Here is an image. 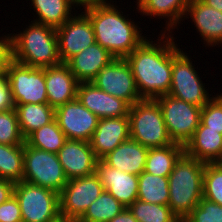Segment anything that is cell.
<instances>
[{"label": "cell", "instance_id": "obj_1", "mask_svg": "<svg viewBox=\"0 0 222 222\" xmlns=\"http://www.w3.org/2000/svg\"><path fill=\"white\" fill-rule=\"evenodd\" d=\"M160 32L161 37L156 43L147 37L125 58L142 99H155L170 91L174 34Z\"/></svg>", "mask_w": 222, "mask_h": 222}, {"label": "cell", "instance_id": "obj_2", "mask_svg": "<svg viewBox=\"0 0 222 222\" xmlns=\"http://www.w3.org/2000/svg\"><path fill=\"white\" fill-rule=\"evenodd\" d=\"M99 5L82 11L93 27L98 44L107 49L115 58H126L147 37L129 14L123 15L116 3ZM132 20V21H131Z\"/></svg>", "mask_w": 222, "mask_h": 222}, {"label": "cell", "instance_id": "obj_3", "mask_svg": "<svg viewBox=\"0 0 222 222\" xmlns=\"http://www.w3.org/2000/svg\"><path fill=\"white\" fill-rule=\"evenodd\" d=\"M23 31L11 33L12 59L33 68L61 64L56 29L31 21Z\"/></svg>", "mask_w": 222, "mask_h": 222}, {"label": "cell", "instance_id": "obj_4", "mask_svg": "<svg viewBox=\"0 0 222 222\" xmlns=\"http://www.w3.org/2000/svg\"><path fill=\"white\" fill-rule=\"evenodd\" d=\"M204 169V162L184 153L168 176V206L181 222L203 198Z\"/></svg>", "mask_w": 222, "mask_h": 222}, {"label": "cell", "instance_id": "obj_5", "mask_svg": "<svg viewBox=\"0 0 222 222\" xmlns=\"http://www.w3.org/2000/svg\"><path fill=\"white\" fill-rule=\"evenodd\" d=\"M130 138L147 148L173 144L155 99H142L129 109Z\"/></svg>", "mask_w": 222, "mask_h": 222}, {"label": "cell", "instance_id": "obj_6", "mask_svg": "<svg viewBox=\"0 0 222 222\" xmlns=\"http://www.w3.org/2000/svg\"><path fill=\"white\" fill-rule=\"evenodd\" d=\"M173 36L172 81L168 95L198 107L205 106L212 98L195 70L192 58L180 49ZM211 96V97H210Z\"/></svg>", "mask_w": 222, "mask_h": 222}, {"label": "cell", "instance_id": "obj_7", "mask_svg": "<svg viewBox=\"0 0 222 222\" xmlns=\"http://www.w3.org/2000/svg\"><path fill=\"white\" fill-rule=\"evenodd\" d=\"M22 222H56L61 218L59 193L25 181L15 183Z\"/></svg>", "mask_w": 222, "mask_h": 222}, {"label": "cell", "instance_id": "obj_8", "mask_svg": "<svg viewBox=\"0 0 222 222\" xmlns=\"http://www.w3.org/2000/svg\"><path fill=\"white\" fill-rule=\"evenodd\" d=\"M23 155V181L54 190L57 193L62 191L68 179L57 154L34 148L25 142Z\"/></svg>", "mask_w": 222, "mask_h": 222}, {"label": "cell", "instance_id": "obj_9", "mask_svg": "<svg viewBox=\"0 0 222 222\" xmlns=\"http://www.w3.org/2000/svg\"><path fill=\"white\" fill-rule=\"evenodd\" d=\"M155 100L161 108L170 139L185 146L199 126L202 108L168 94Z\"/></svg>", "mask_w": 222, "mask_h": 222}, {"label": "cell", "instance_id": "obj_10", "mask_svg": "<svg viewBox=\"0 0 222 222\" xmlns=\"http://www.w3.org/2000/svg\"><path fill=\"white\" fill-rule=\"evenodd\" d=\"M15 104H48L45 68H33L13 59L5 69Z\"/></svg>", "mask_w": 222, "mask_h": 222}, {"label": "cell", "instance_id": "obj_11", "mask_svg": "<svg viewBox=\"0 0 222 222\" xmlns=\"http://www.w3.org/2000/svg\"><path fill=\"white\" fill-rule=\"evenodd\" d=\"M104 191L96 174L68 180L59 193L61 218L76 222Z\"/></svg>", "mask_w": 222, "mask_h": 222}, {"label": "cell", "instance_id": "obj_12", "mask_svg": "<svg viewBox=\"0 0 222 222\" xmlns=\"http://www.w3.org/2000/svg\"><path fill=\"white\" fill-rule=\"evenodd\" d=\"M91 82L106 93L126 101L130 106L142 100L132 69L125 58H114Z\"/></svg>", "mask_w": 222, "mask_h": 222}, {"label": "cell", "instance_id": "obj_13", "mask_svg": "<svg viewBox=\"0 0 222 222\" xmlns=\"http://www.w3.org/2000/svg\"><path fill=\"white\" fill-rule=\"evenodd\" d=\"M77 12L76 10L71 18L56 29L58 53L62 63L96 43L90 19L83 12Z\"/></svg>", "mask_w": 222, "mask_h": 222}, {"label": "cell", "instance_id": "obj_14", "mask_svg": "<svg viewBox=\"0 0 222 222\" xmlns=\"http://www.w3.org/2000/svg\"><path fill=\"white\" fill-rule=\"evenodd\" d=\"M55 119L67 139L85 142H90L99 122L77 98L56 108Z\"/></svg>", "mask_w": 222, "mask_h": 222}, {"label": "cell", "instance_id": "obj_15", "mask_svg": "<svg viewBox=\"0 0 222 222\" xmlns=\"http://www.w3.org/2000/svg\"><path fill=\"white\" fill-rule=\"evenodd\" d=\"M57 156L68 180L95 174L98 159L90 142L67 139Z\"/></svg>", "mask_w": 222, "mask_h": 222}, {"label": "cell", "instance_id": "obj_16", "mask_svg": "<svg viewBox=\"0 0 222 222\" xmlns=\"http://www.w3.org/2000/svg\"><path fill=\"white\" fill-rule=\"evenodd\" d=\"M77 99L99 119L128 116L130 105L97 88L92 82H79Z\"/></svg>", "mask_w": 222, "mask_h": 222}, {"label": "cell", "instance_id": "obj_17", "mask_svg": "<svg viewBox=\"0 0 222 222\" xmlns=\"http://www.w3.org/2000/svg\"><path fill=\"white\" fill-rule=\"evenodd\" d=\"M95 174L99 177L104 190L125 207H129L137 200L138 176L108 166L102 160L97 161Z\"/></svg>", "mask_w": 222, "mask_h": 222}, {"label": "cell", "instance_id": "obj_18", "mask_svg": "<svg viewBox=\"0 0 222 222\" xmlns=\"http://www.w3.org/2000/svg\"><path fill=\"white\" fill-rule=\"evenodd\" d=\"M130 138L129 116L99 119L98 126L90 140L98 160Z\"/></svg>", "mask_w": 222, "mask_h": 222}, {"label": "cell", "instance_id": "obj_19", "mask_svg": "<svg viewBox=\"0 0 222 222\" xmlns=\"http://www.w3.org/2000/svg\"><path fill=\"white\" fill-rule=\"evenodd\" d=\"M192 19L196 32L207 46L222 45V12L207 6L201 0H188L185 19Z\"/></svg>", "mask_w": 222, "mask_h": 222}, {"label": "cell", "instance_id": "obj_20", "mask_svg": "<svg viewBox=\"0 0 222 222\" xmlns=\"http://www.w3.org/2000/svg\"><path fill=\"white\" fill-rule=\"evenodd\" d=\"M48 104L56 109L77 98L79 81L66 63L45 68Z\"/></svg>", "mask_w": 222, "mask_h": 222}, {"label": "cell", "instance_id": "obj_21", "mask_svg": "<svg viewBox=\"0 0 222 222\" xmlns=\"http://www.w3.org/2000/svg\"><path fill=\"white\" fill-rule=\"evenodd\" d=\"M115 57L97 42L71 57L66 64L79 82H91Z\"/></svg>", "mask_w": 222, "mask_h": 222}, {"label": "cell", "instance_id": "obj_22", "mask_svg": "<svg viewBox=\"0 0 222 222\" xmlns=\"http://www.w3.org/2000/svg\"><path fill=\"white\" fill-rule=\"evenodd\" d=\"M148 150L149 148L129 138L101 160L108 166L138 176L144 171Z\"/></svg>", "mask_w": 222, "mask_h": 222}, {"label": "cell", "instance_id": "obj_23", "mask_svg": "<svg viewBox=\"0 0 222 222\" xmlns=\"http://www.w3.org/2000/svg\"><path fill=\"white\" fill-rule=\"evenodd\" d=\"M184 153L204 163H217L222 156V134L207 130L199 123L194 135L185 144Z\"/></svg>", "mask_w": 222, "mask_h": 222}, {"label": "cell", "instance_id": "obj_24", "mask_svg": "<svg viewBox=\"0 0 222 222\" xmlns=\"http://www.w3.org/2000/svg\"><path fill=\"white\" fill-rule=\"evenodd\" d=\"M188 0H138L136 5L138 13L143 16L159 17L165 20L164 33H172L185 19ZM178 24V25H177Z\"/></svg>", "mask_w": 222, "mask_h": 222}, {"label": "cell", "instance_id": "obj_25", "mask_svg": "<svg viewBox=\"0 0 222 222\" xmlns=\"http://www.w3.org/2000/svg\"><path fill=\"white\" fill-rule=\"evenodd\" d=\"M22 136L26 139L32 132L55 119V109L49 104H15L14 107Z\"/></svg>", "mask_w": 222, "mask_h": 222}, {"label": "cell", "instance_id": "obj_26", "mask_svg": "<svg viewBox=\"0 0 222 222\" xmlns=\"http://www.w3.org/2000/svg\"><path fill=\"white\" fill-rule=\"evenodd\" d=\"M36 19L33 22L44 24L52 28L61 27L73 16L76 10L70 0H31ZM72 12V13H71Z\"/></svg>", "mask_w": 222, "mask_h": 222}, {"label": "cell", "instance_id": "obj_27", "mask_svg": "<svg viewBox=\"0 0 222 222\" xmlns=\"http://www.w3.org/2000/svg\"><path fill=\"white\" fill-rule=\"evenodd\" d=\"M183 154L184 146L177 143L149 148L144 171L152 175L168 177Z\"/></svg>", "mask_w": 222, "mask_h": 222}, {"label": "cell", "instance_id": "obj_28", "mask_svg": "<svg viewBox=\"0 0 222 222\" xmlns=\"http://www.w3.org/2000/svg\"><path fill=\"white\" fill-rule=\"evenodd\" d=\"M137 199L151 203L166 205L169 204V179L168 177L152 175L143 171L138 175Z\"/></svg>", "mask_w": 222, "mask_h": 222}, {"label": "cell", "instance_id": "obj_29", "mask_svg": "<svg viewBox=\"0 0 222 222\" xmlns=\"http://www.w3.org/2000/svg\"><path fill=\"white\" fill-rule=\"evenodd\" d=\"M23 145L0 144V179L18 183L23 180Z\"/></svg>", "mask_w": 222, "mask_h": 222}, {"label": "cell", "instance_id": "obj_30", "mask_svg": "<svg viewBox=\"0 0 222 222\" xmlns=\"http://www.w3.org/2000/svg\"><path fill=\"white\" fill-rule=\"evenodd\" d=\"M67 137L60 129L56 119L32 132L25 142L34 148L50 153L57 152L64 146Z\"/></svg>", "mask_w": 222, "mask_h": 222}, {"label": "cell", "instance_id": "obj_31", "mask_svg": "<svg viewBox=\"0 0 222 222\" xmlns=\"http://www.w3.org/2000/svg\"><path fill=\"white\" fill-rule=\"evenodd\" d=\"M124 208L108 191H104L76 222H109Z\"/></svg>", "mask_w": 222, "mask_h": 222}, {"label": "cell", "instance_id": "obj_32", "mask_svg": "<svg viewBox=\"0 0 222 222\" xmlns=\"http://www.w3.org/2000/svg\"><path fill=\"white\" fill-rule=\"evenodd\" d=\"M128 208L138 222H181L166 205L151 204L137 199Z\"/></svg>", "mask_w": 222, "mask_h": 222}, {"label": "cell", "instance_id": "obj_33", "mask_svg": "<svg viewBox=\"0 0 222 222\" xmlns=\"http://www.w3.org/2000/svg\"><path fill=\"white\" fill-rule=\"evenodd\" d=\"M203 198L222 206V166L218 163H205Z\"/></svg>", "mask_w": 222, "mask_h": 222}, {"label": "cell", "instance_id": "obj_34", "mask_svg": "<svg viewBox=\"0 0 222 222\" xmlns=\"http://www.w3.org/2000/svg\"><path fill=\"white\" fill-rule=\"evenodd\" d=\"M15 109L0 112V144L24 145Z\"/></svg>", "mask_w": 222, "mask_h": 222}, {"label": "cell", "instance_id": "obj_35", "mask_svg": "<svg viewBox=\"0 0 222 222\" xmlns=\"http://www.w3.org/2000/svg\"><path fill=\"white\" fill-rule=\"evenodd\" d=\"M214 96L202 107L200 123L206 126L207 130L219 131L222 134V93Z\"/></svg>", "mask_w": 222, "mask_h": 222}, {"label": "cell", "instance_id": "obj_36", "mask_svg": "<svg viewBox=\"0 0 222 222\" xmlns=\"http://www.w3.org/2000/svg\"><path fill=\"white\" fill-rule=\"evenodd\" d=\"M182 222H222V206L202 198Z\"/></svg>", "mask_w": 222, "mask_h": 222}, {"label": "cell", "instance_id": "obj_37", "mask_svg": "<svg viewBox=\"0 0 222 222\" xmlns=\"http://www.w3.org/2000/svg\"><path fill=\"white\" fill-rule=\"evenodd\" d=\"M0 222H22L19 202L14 194L0 204Z\"/></svg>", "mask_w": 222, "mask_h": 222}, {"label": "cell", "instance_id": "obj_38", "mask_svg": "<svg viewBox=\"0 0 222 222\" xmlns=\"http://www.w3.org/2000/svg\"><path fill=\"white\" fill-rule=\"evenodd\" d=\"M15 107L11 89L8 83L6 71L0 72V112L13 109Z\"/></svg>", "mask_w": 222, "mask_h": 222}, {"label": "cell", "instance_id": "obj_39", "mask_svg": "<svg viewBox=\"0 0 222 222\" xmlns=\"http://www.w3.org/2000/svg\"><path fill=\"white\" fill-rule=\"evenodd\" d=\"M12 60L11 34L0 36V72L5 71Z\"/></svg>", "mask_w": 222, "mask_h": 222}, {"label": "cell", "instance_id": "obj_40", "mask_svg": "<svg viewBox=\"0 0 222 222\" xmlns=\"http://www.w3.org/2000/svg\"><path fill=\"white\" fill-rule=\"evenodd\" d=\"M14 185L11 181L0 179V204L13 195Z\"/></svg>", "mask_w": 222, "mask_h": 222}, {"label": "cell", "instance_id": "obj_41", "mask_svg": "<svg viewBox=\"0 0 222 222\" xmlns=\"http://www.w3.org/2000/svg\"><path fill=\"white\" fill-rule=\"evenodd\" d=\"M74 8L83 7L84 10L97 7L99 5H105L109 2L111 3L112 0H70Z\"/></svg>", "mask_w": 222, "mask_h": 222}, {"label": "cell", "instance_id": "obj_42", "mask_svg": "<svg viewBox=\"0 0 222 222\" xmlns=\"http://www.w3.org/2000/svg\"><path fill=\"white\" fill-rule=\"evenodd\" d=\"M109 222H138L128 207H125L119 215H116Z\"/></svg>", "mask_w": 222, "mask_h": 222}, {"label": "cell", "instance_id": "obj_43", "mask_svg": "<svg viewBox=\"0 0 222 222\" xmlns=\"http://www.w3.org/2000/svg\"><path fill=\"white\" fill-rule=\"evenodd\" d=\"M207 6L222 12V0H201Z\"/></svg>", "mask_w": 222, "mask_h": 222}, {"label": "cell", "instance_id": "obj_44", "mask_svg": "<svg viewBox=\"0 0 222 222\" xmlns=\"http://www.w3.org/2000/svg\"><path fill=\"white\" fill-rule=\"evenodd\" d=\"M217 163H218L220 166H222V156H221V158L217 161Z\"/></svg>", "mask_w": 222, "mask_h": 222}]
</instances>
